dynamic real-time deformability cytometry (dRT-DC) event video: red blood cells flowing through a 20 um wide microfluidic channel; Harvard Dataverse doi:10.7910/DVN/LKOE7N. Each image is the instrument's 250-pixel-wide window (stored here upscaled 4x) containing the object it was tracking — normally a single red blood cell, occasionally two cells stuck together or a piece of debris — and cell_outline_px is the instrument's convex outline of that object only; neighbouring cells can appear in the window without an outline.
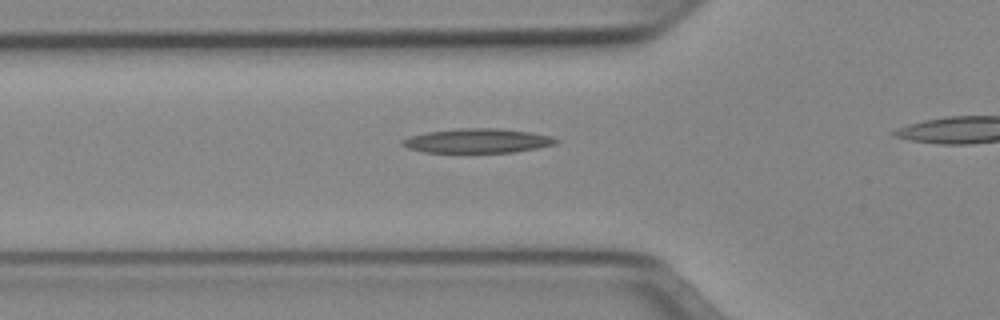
{"species": "Egyptian fruit bat (a non-hibernating species)", "species_latin": "Rousettus aegyptiacus", "temperature_condition": "cold", "stored_images_in_passage": 26, "camera_frame_rate_fps": 3000, "um_per_image_px": 0.085, "animal": {"sex": "female"}, "frame": {"image": 1, "passage_image": 2, "time_ms": 0.333, "image_size_px": [1000, 320], "cell_outline_px": [[560, 140], [556, 144], [536, 148], [512, 152], [424, 152], [408, 148], [400, 144], [400, 140], [408, 136], [424, 132], [460, 128], [496, 128], [528, 132], [552, 136]], "centroid_in_image_um": [40.53, 11.96], "position_along_channel_um": 85.3, "area_um2": 21.79}}
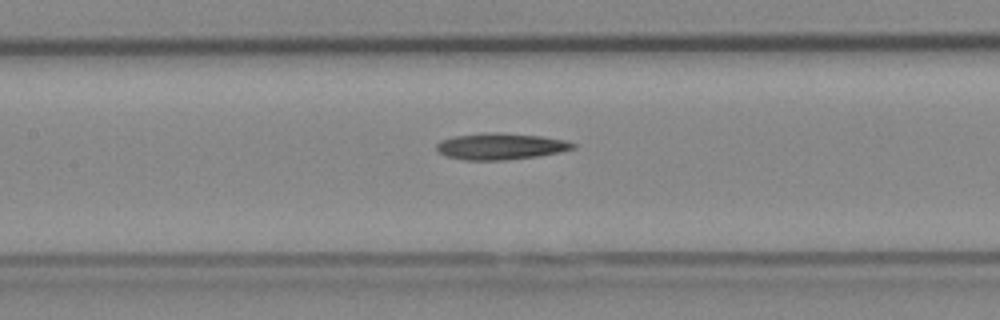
{"frame": {"image": 2, "passage_image": 8, "time_ms": 2.333, "image_size_px": [1000, 320], "cell_outline_px": [[576, 148], [560, 152], [536, 156], [504, 160], [464, 160], [444, 156], [436, 148], [436, 144], [440, 140], [452, 136], [488, 132], [496, 132], [540, 136], [564, 140], [576, 144]], "centroid_in_image_um": [42.51, 12.44], "position_along_channel_um": 164.9, "area_um2": 21.04}}
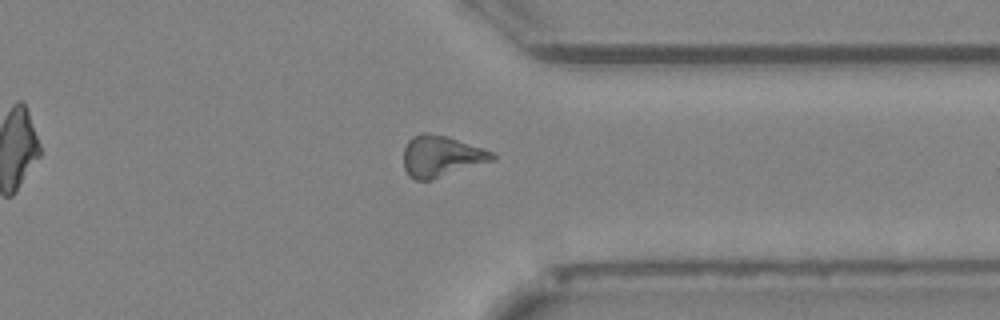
{"frame": {"image": 3, "passage_image": 24, "time_ms": 7.667, "image_size_px": [1000, 320], "cell_outline_px": [[496, 160], [432, 180], [412, 180], [408, 176], [404, 168], [404, 148], [408, 140], [412, 136], [420, 132], [428, 132], [444, 136], [492, 152], [496, 156]], "centroid_in_image_um": [37.46, 13.3], "position_along_channel_um": 373.9, "area_um2": 21.33}}